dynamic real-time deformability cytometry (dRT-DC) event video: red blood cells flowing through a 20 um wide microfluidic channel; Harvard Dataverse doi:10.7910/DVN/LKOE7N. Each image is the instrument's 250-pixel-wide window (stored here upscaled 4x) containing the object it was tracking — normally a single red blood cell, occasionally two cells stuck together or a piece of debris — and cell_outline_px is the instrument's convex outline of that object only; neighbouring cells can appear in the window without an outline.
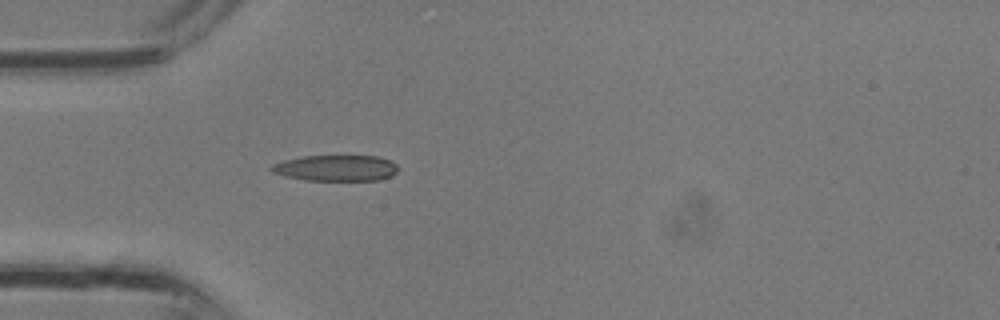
{"species": "common noctule bat (a hibernating species)", "species_latin": "Nyctalus noctula", "temperature_condition": "room temperature", "stored_images_in_passage": 3, "camera_frame_rate_fps": 3000, "um_per_image_px": 0.085, "animal": {"sex": "male", "body_mass_g": 13.3}, "frame": {"image": 1, "passage_image": 3, "time_ms": 0.667, "image_size_px": [1000, 320], "cell_outline_px": [[400, 168], [392, 176], [380, 180], [304, 180], [284, 176], [272, 172], [268, 168], [284, 160], [304, 156], [380, 156], [392, 160]], "centroid_in_image_um": [28.62, 14.28], "position_along_channel_um": 56.4, "area_um2": 19.31}}